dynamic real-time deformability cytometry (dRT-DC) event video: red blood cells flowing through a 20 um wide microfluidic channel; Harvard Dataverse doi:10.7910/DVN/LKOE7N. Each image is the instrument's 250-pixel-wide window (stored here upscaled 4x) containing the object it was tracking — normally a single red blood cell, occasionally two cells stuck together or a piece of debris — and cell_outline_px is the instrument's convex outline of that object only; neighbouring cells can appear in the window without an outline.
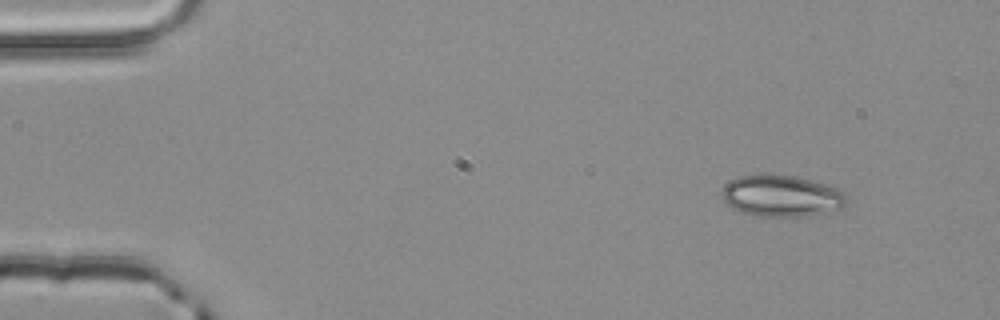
{"species": "common noctule bat (a hibernating species)", "species_latin": "Nyctalus noctula", "temperature_condition": "room temperature", "stored_images_in_passage": 4, "camera_frame_rate_fps": 3000, "um_per_image_px": 0.085, "animal": {"sex": "male", "body_mass_g": 20.4}, "frame": {"image": 1, "passage_image": 1, "time_ms": 0.0, "image_size_px": [1000, 320], "cell_outline_px": [[848, 196], [844, 204], [840, 208], [808, 216], [756, 216], [740, 212], [732, 208], [724, 200], [724, 184], [740, 176], [796, 176], [824, 184], [836, 188], [844, 192]], "centroid_in_image_um": [66.44, 16.68], "position_along_channel_um": 18.6, "area_um2": 29.42}}